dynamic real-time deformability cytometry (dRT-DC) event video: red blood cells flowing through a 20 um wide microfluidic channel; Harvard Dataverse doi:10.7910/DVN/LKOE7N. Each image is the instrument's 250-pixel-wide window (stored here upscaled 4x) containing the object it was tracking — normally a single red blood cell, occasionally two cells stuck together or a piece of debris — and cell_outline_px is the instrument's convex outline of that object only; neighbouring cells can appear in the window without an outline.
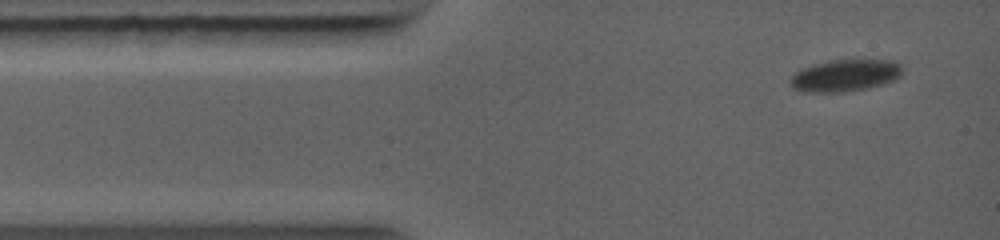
{"species": "common noctule bat (a hibernating species)", "species_latin": "Nyctalus noctula", "temperature_condition": "warm", "stored_images_in_passage": 34, "camera_frame_rate_fps": 5000, "um_per_image_px": 0.085, "animal": {"sex": "female", "body_mass_g": 19.0, "forearm_length_mm": 56.7}, "frame": {"image": 1, "passage_image": 1, "time_ms": 0.0, "image_size_px": [1000, 240], "cell_outline_px": [[900, 72], [892, 80], [868, 88], [844, 92], [812, 92], [796, 88], [792, 84], [792, 76], [800, 68], [828, 60], [892, 60], [900, 64]], "centroid_in_image_um": [71.81, 6.4], "position_along_channel_um": 13.2, "area_um2": 20.29}}
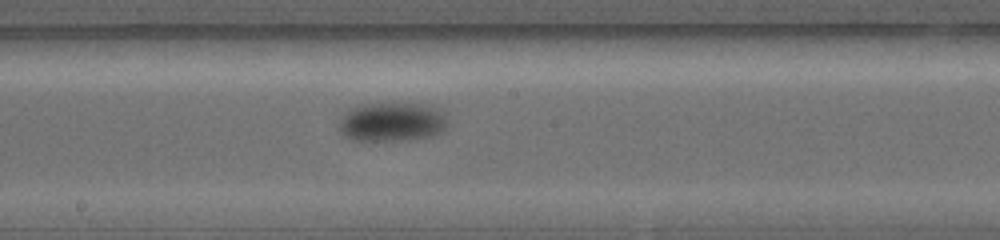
{"frame": {"image": 2, "passage_image": 15, "time_ms": 5.8, "image_size_px": [1000, 240], "cell_outline_px": [[448, 124], [444, 132], [432, 136], [416, 140], [352, 140], [344, 136], [340, 132], [340, 120], [348, 108], [364, 104], [428, 104], [440, 108], [444, 112], [448, 120]], "centroid_in_image_um": [33.39, 10.37], "position_along_channel_um": 214.8, "area_um2": 25.2}}
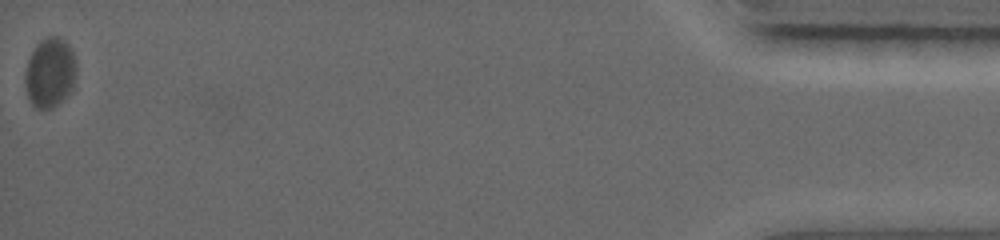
{"frame": {"image": 3, "passage_image": 34, "time_ms": 14.0, "image_size_px": [1000, 240], "cell_outline_px": [[76, 72], [72, 88], [52, 108], [36, 108], [32, 104], [28, 96], [24, 80], [24, 72], [28, 60], [36, 44], [40, 40], [48, 36], [56, 36], [64, 40], [68, 44], [76, 60]], "centroid_in_image_um": [4.23, 6.14], "position_along_channel_um": 431.0, "area_um2": 20.63}}